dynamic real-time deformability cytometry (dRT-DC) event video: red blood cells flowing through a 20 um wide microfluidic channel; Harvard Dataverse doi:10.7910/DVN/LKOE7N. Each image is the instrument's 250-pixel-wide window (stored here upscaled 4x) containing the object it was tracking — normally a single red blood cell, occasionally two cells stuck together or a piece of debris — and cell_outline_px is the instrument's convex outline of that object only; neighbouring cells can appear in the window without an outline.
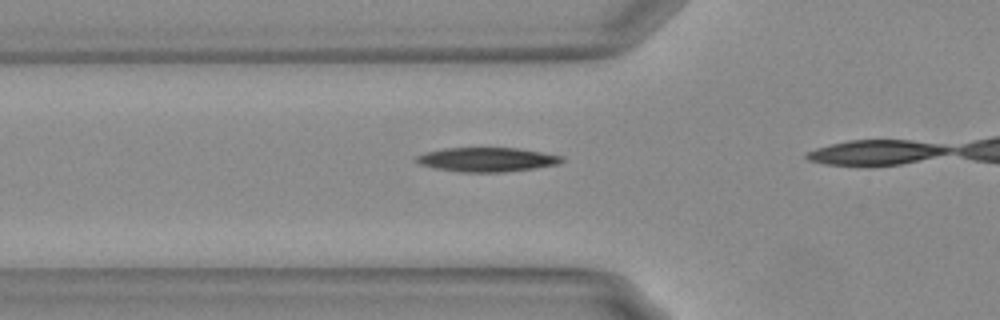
{"species": "Egyptian fruit bat (a non-hibernating species)", "species_latin": "Rousettus aegyptiacus", "temperature_condition": "warm", "stored_images_in_passage": 10, "camera_frame_rate_fps": 3000, "um_per_image_px": 0.085, "animal": {"sex": "female"}, "frame": {"image": 1, "passage_image": 2, "time_ms": 0.333, "image_size_px": [1000, 320], "cell_outline_px": [[564, 160], [560, 164], [536, 168], [504, 172], [460, 172], [436, 168], [420, 164], [416, 160], [416, 156], [428, 152], [448, 148], [516, 148], [564, 156]], "centroid_in_image_um": [41.45, 13.57], "position_along_channel_um": 84.3, "area_um2": 20.35}}
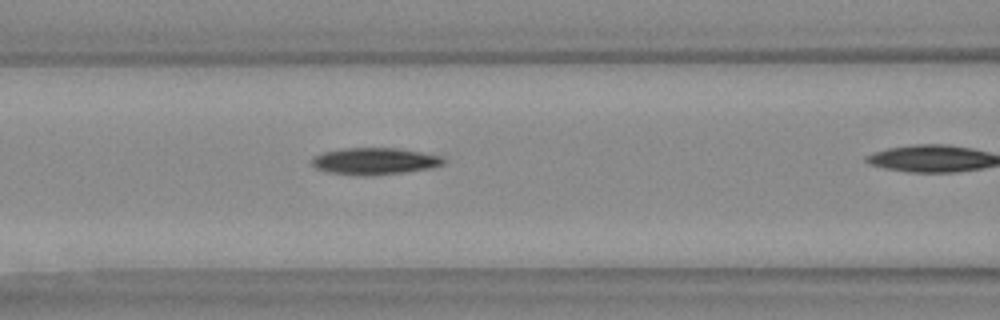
{"frame": {"image": 2, "passage_image": 6, "time_ms": 1.667, "image_size_px": [1000, 320], "cell_outline_px": [[444, 164], [428, 168], [404, 172], [372, 176], [352, 176], [328, 172], [316, 168], [312, 164], [312, 160], [316, 156], [324, 152], [344, 148], [396, 148], [420, 152], [440, 156], [444, 160]], "centroid_in_image_um": [31.81, 13.71], "position_along_channel_um": 134.8, "area_um2": 20.46}}